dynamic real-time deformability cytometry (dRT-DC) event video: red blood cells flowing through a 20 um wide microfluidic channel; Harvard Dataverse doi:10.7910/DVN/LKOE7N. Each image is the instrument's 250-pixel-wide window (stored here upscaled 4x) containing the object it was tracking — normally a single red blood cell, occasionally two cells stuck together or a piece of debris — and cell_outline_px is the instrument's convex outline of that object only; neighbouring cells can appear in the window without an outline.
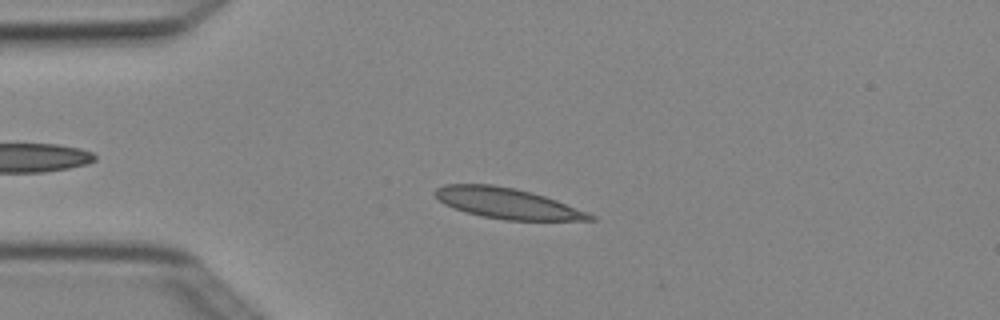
{"species": "Egyptian fruit bat (a non-hibernating species)", "species_latin": "Rousettus aegyptiacus", "temperature_condition": "cold", "stored_images_in_passage": 6, "camera_frame_rate_fps": 3000, "um_per_image_px": 0.085, "animal": {"sex": "female"}, "frame": {"image": 1, "passage_image": 4, "time_ms": 1.0, "image_size_px": [1000, 320], "cell_outline_px": [[596, 220], [504, 220], [464, 212], [452, 208], [444, 204], [432, 192], [436, 188], [444, 184], [492, 184], [532, 192], [556, 200], [588, 212], [596, 216]], "centroid_in_image_um": [43.09, 17.28], "position_along_channel_um": 41.9, "area_um2": 27.57}}
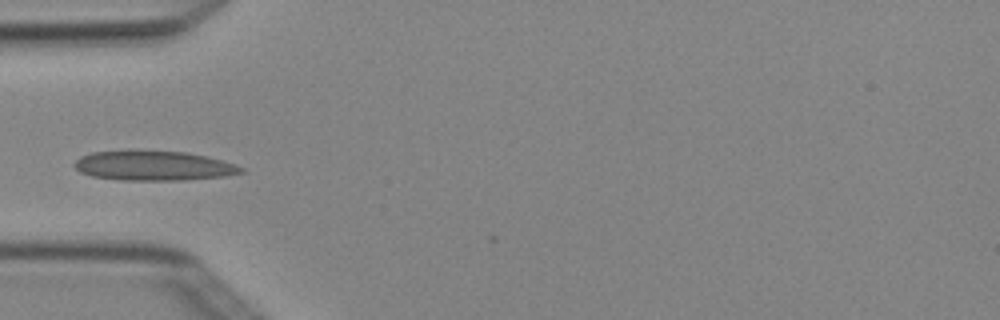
{"frame": {"image": 2, "passage_image": 5, "time_ms": 1.333, "image_size_px": [1000, 320], "cell_outline_px": [[244, 172], [224, 176], [184, 180], [120, 180], [92, 176], [80, 172], [72, 164], [80, 156], [92, 152], [184, 152], [204, 156], [236, 164], [244, 168]], "centroid_in_image_um": [13.05, 14.11], "position_along_channel_um": 71.9, "area_um2": 28.15}}
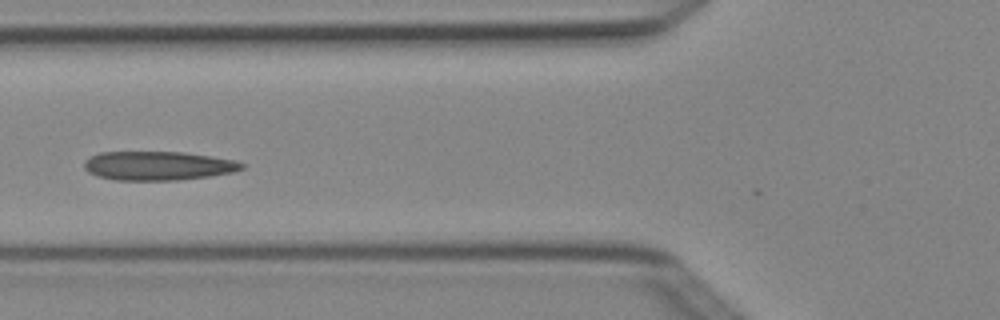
{"frame": {"image": 3, "passage_image": 6, "time_ms": 1.667, "image_size_px": [1000, 320], "cell_outline_px": [[244, 168], [232, 172], [208, 176], [176, 180], [116, 180], [96, 176], [88, 172], [84, 168], [84, 164], [92, 156], [100, 152], [184, 152], [236, 160], [244, 164]], "centroid_in_image_um": [13.44, 14.09], "position_along_channel_um": 112.4, "area_um2": 26.41}}